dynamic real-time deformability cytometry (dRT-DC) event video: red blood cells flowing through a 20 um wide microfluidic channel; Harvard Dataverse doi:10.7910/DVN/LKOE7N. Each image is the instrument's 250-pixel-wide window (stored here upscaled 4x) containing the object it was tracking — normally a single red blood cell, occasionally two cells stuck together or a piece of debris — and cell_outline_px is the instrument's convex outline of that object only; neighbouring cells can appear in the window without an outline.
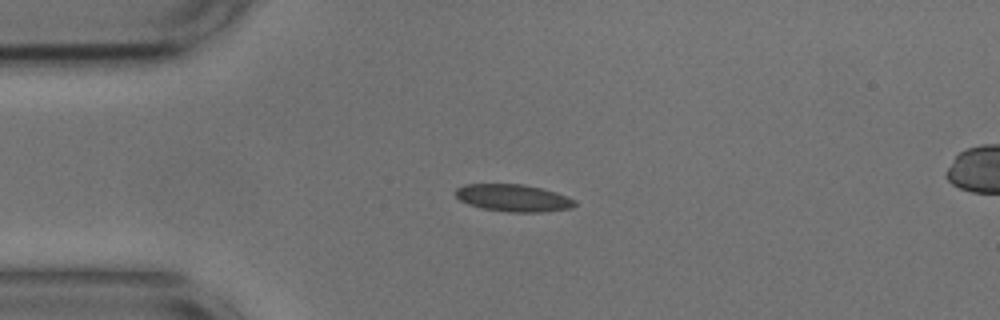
{"species": "common noctule bat (a hibernating species)", "species_latin": "Nyctalus noctula", "temperature_condition": "cold", "stored_images_in_passage": 44, "camera_frame_rate_fps": 3000, "um_per_image_px": 0.085, "animal": {"sex": "male", "body_mass_g": 17.9, "forearm_length_mm": 54.2}, "frame": {"image": 1, "passage_image": 1, "time_ms": 0.0, "image_size_px": [1000, 320], "cell_outline_px": [[576, 204], [572, 208], [540, 212], [508, 212], [484, 208], [468, 204], [460, 200], [456, 196], [456, 188], [464, 184], [524, 184], [556, 192], [568, 196], [576, 200]], "centroid_in_image_um": [43.65, 16.82], "position_along_channel_um": 41.4, "area_um2": 18.9}}
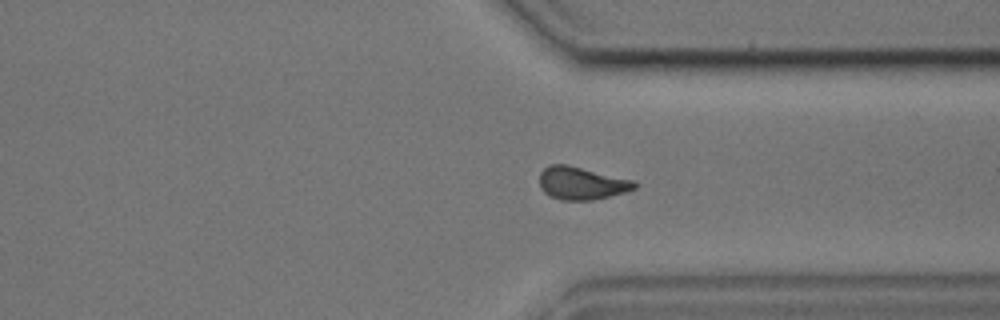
{"frame": {"image": 2, "passage_image": 29, "time_ms": 9.333, "image_size_px": [1000, 320], "cell_outline_px": [[640, 184], [636, 188], [624, 192], [592, 200], [560, 200], [544, 192], [540, 188], [540, 172], [548, 164], [568, 164], [632, 180]], "centroid_in_image_um": [49.41, 15.56], "position_along_channel_um": 362.0, "area_um2": 18.09}}
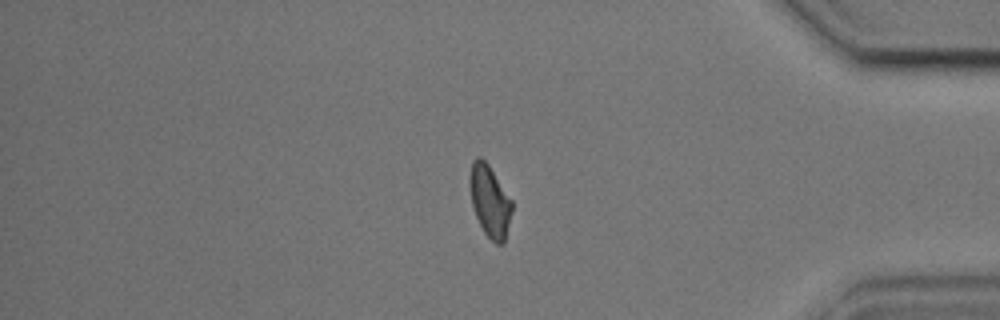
{"frame": {"image": 3, "passage_image": 34, "time_ms": 11.0, "image_size_px": [1000, 320], "cell_outline_px": [[512, 212], [504, 244], [496, 244], [484, 232], [476, 216], [472, 204], [468, 184], [468, 180], [472, 160], [476, 156], [480, 156], [488, 164], [512, 200]], "centroid_in_image_um": [41.62, 17.06], "position_along_channel_um": 393.6, "area_um2": 17.74}}